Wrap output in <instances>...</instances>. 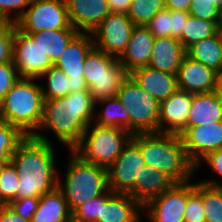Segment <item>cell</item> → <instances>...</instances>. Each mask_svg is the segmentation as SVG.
Listing matches in <instances>:
<instances>
[{"label": "cell", "mask_w": 222, "mask_h": 222, "mask_svg": "<svg viewBox=\"0 0 222 222\" xmlns=\"http://www.w3.org/2000/svg\"><path fill=\"white\" fill-rule=\"evenodd\" d=\"M55 149L43 133H35L19 145L11 162L19 175L17 199L41 197L57 188Z\"/></svg>", "instance_id": "6da1fadb"}, {"label": "cell", "mask_w": 222, "mask_h": 222, "mask_svg": "<svg viewBox=\"0 0 222 222\" xmlns=\"http://www.w3.org/2000/svg\"><path fill=\"white\" fill-rule=\"evenodd\" d=\"M95 110L89 90L44 100L37 133L39 130H51L59 142L72 151L80 143L84 130L94 121Z\"/></svg>", "instance_id": "7a4b0ae2"}, {"label": "cell", "mask_w": 222, "mask_h": 222, "mask_svg": "<svg viewBox=\"0 0 222 222\" xmlns=\"http://www.w3.org/2000/svg\"><path fill=\"white\" fill-rule=\"evenodd\" d=\"M131 139L140 147L146 166L166 173L176 183L192 180L197 169L189 159L180 135L137 133Z\"/></svg>", "instance_id": "3957f363"}, {"label": "cell", "mask_w": 222, "mask_h": 222, "mask_svg": "<svg viewBox=\"0 0 222 222\" xmlns=\"http://www.w3.org/2000/svg\"><path fill=\"white\" fill-rule=\"evenodd\" d=\"M33 80L20 78L0 101V118L26 136L37 133L44 107L41 85Z\"/></svg>", "instance_id": "277c9868"}, {"label": "cell", "mask_w": 222, "mask_h": 222, "mask_svg": "<svg viewBox=\"0 0 222 222\" xmlns=\"http://www.w3.org/2000/svg\"><path fill=\"white\" fill-rule=\"evenodd\" d=\"M69 162L62 183L58 176L57 188L62 192L72 213L77 207L105 194L108 190L107 169L83 161L70 151Z\"/></svg>", "instance_id": "5b68a950"}, {"label": "cell", "mask_w": 222, "mask_h": 222, "mask_svg": "<svg viewBox=\"0 0 222 222\" xmlns=\"http://www.w3.org/2000/svg\"><path fill=\"white\" fill-rule=\"evenodd\" d=\"M91 125L84 130L80 143L72 151L83 161L108 169L122 153L132 134L117 127Z\"/></svg>", "instance_id": "8992f818"}, {"label": "cell", "mask_w": 222, "mask_h": 222, "mask_svg": "<svg viewBox=\"0 0 222 222\" xmlns=\"http://www.w3.org/2000/svg\"><path fill=\"white\" fill-rule=\"evenodd\" d=\"M128 75L118 58L95 46L85 59L84 78L94 102L115 97Z\"/></svg>", "instance_id": "52a82bcc"}, {"label": "cell", "mask_w": 222, "mask_h": 222, "mask_svg": "<svg viewBox=\"0 0 222 222\" xmlns=\"http://www.w3.org/2000/svg\"><path fill=\"white\" fill-rule=\"evenodd\" d=\"M129 114V132L159 133L160 103L134 80L128 77L122 82L116 95Z\"/></svg>", "instance_id": "ba28073f"}, {"label": "cell", "mask_w": 222, "mask_h": 222, "mask_svg": "<svg viewBox=\"0 0 222 222\" xmlns=\"http://www.w3.org/2000/svg\"><path fill=\"white\" fill-rule=\"evenodd\" d=\"M28 7L15 23L27 35L42 30L74 29L65 0H31Z\"/></svg>", "instance_id": "9c48e42d"}, {"label": "cell", "mask_w": 222, "mask_h": 222, "mask_svg": "<svg viewBox=\"0 0 222 222\" xmlns=\"http://www.w3.org/2000/svg\"><path fill=\"white\" fill-rule=\"evenodd\" d=\"M195 191L192 181L175 183L161 195L149 200L143 211H147L150 222H184V211L188 197Z\"/></svg>", "instance_id": "30bf717a"}, {"label": "cell", "mask_w": 222, "mask_h": 222, "mask_svg": "<svg viewBox=\"0 0 222 222\" xmlns=\"http://www.w3.org/2000/svg\"><path fill=\"white\" fill-rule=\"evenodd\" d=\"M145 166L140 147L130 139L122 153L107 169L108 187L113 193L128 194L135 181H140V174Z\"/></svg>", "instance_id": "8fae6325"}, {"label": "cell", "mask_w": 222, "mask_h": 222, "mask_svg": "<svg viewBox=\"0 0 222 222\" xmlns=\"http://www.w3.org/2000/svg\"><path fill=\"white\" fill-rule=\"evenodd\" d=\"M13 65L20 78L40 79L54 64L38 42L14 26Z\"/></svg>", "instance_id": "7c38bea8"}, {"label": "cell", "mask_w": 222, "mask_h": 222, "mask_svg": "<svg viewBox=\"0 0 222 222\" xmlns=\"http://www.w3.org/2000/svg\"><path fill=\"white\" fill-rule=\"evenodd\" d=\"M94 47L91 33L79 32L54 64L69 79L70 93L89 90L84 78L85 59Z\"/></svg>", "instance_id": "4fadbf2b"}, {"label": "cell", "mask_w": 222, "mask_h": 222, "mask_svg": "<svg viewBox=\"0 0 222 222\" xmlns=\"http://www.w3.org/2000/svg\"><path fill=\"white\" fill-rule=\"evenodd\" d=\"M134 27L127 14L110 13L91 32L94 46L119 58L127 47Z\"/></svg>", "instance_id": "5bb4252c"}, {"label": "cell", "mask_w": 222, "mask_h": 222, "mask_svg": "<svg viewBox=\"0 0 222 222\" xmlns=\"http://www.w3.org/2000/svg\"><path fill=\"white\" fill-rule=\"evenodd\" d=\"M179 135L189 159L198 169L204 157L222 148V121L186 127Z\"/></svg>", "instance_id": "9a60e30c"}, {"label": "cell", "mask_w": 222, "mask_h": 222, "mask_svg": "<svg viewBox=\"0 0 222 222\" xmlns=\"http://www.w3.org/2000/svg\"><path fill=\"white\" fill-rule=\"evenodd\" d=\"M192 100V93L177 90L160 102L159 133L179 135L186 128Z\"/></svg>", "instance_id": "2e32d148"}, {"label": "cell", "mask_w": 222, "mask_h": 222, "mask_svg": "<svg viewBox=\"0 0 222 222\" xmlns=\"http://www.w3.org/2000/svg\"><path fill=\"white\" fill-rule=\"evenodd\" d=\"M218 73L185 55L176 73L178 90L196 93L213 92Z\"/></svg>", "instance_id": "e0dca14e"}, {"label": "cell", "mask_w": 222, "mask_h": 222, "mask_svg": "<svg viewBox=\"0 0 222 222\" xmlns=\"http://www.w3.org/2000/svg\"><path fill=\"white\" fill-rule=\"evenodd\" d=\"M72 27L91 33L110 13L107 0H65Z\"/></svg>", "instance_id": "ac0fdd59"}, {"label": "cell", "mask_w": 222, "mask_h": 222, "mask_svg": "<svg viewBox=\"0 0 222 222\" xmlns=\"http://www.w3.org/2000/svg\"><path fill=\"white\" fill-rule=\"evenodd\" d=\"M129 76L159 103L178 90L175 74L162 72L148 66L132 70Z\"/></svg>", "instance_id": "d6986e66"}, {"label": "cell", "mask_w": 222, "mask_h": 222, "mask_svg": "<svg viewBox=\"0 0 222 222\" xmlns=\"http://www.w3.org/2000/svg\"><path fill=\"white\" fill-rule=\"evenodd\" d=\"M154 39L155 37L147 26H135L133 28L125 51L118 58L128 73L148 65Z\"/></svg>", "instance_id": "ffe728a7"}, {"label": "cell", "mask_w": 222, "mask_h": 222, "mask_svg": "<svg viewBox=\"0 0 222 222\" xmlns=\"http://www.w3.org/2000/svg\"><path fill=\"white\" fill-rule=\"evenodd\" d=\"M185 55L186 50L178 38H155L147 66L176 75Z\"/></svg>", "instance_id": "44dd1931"}, {"label": "cell", "mask_w": 222, "mask_h": 222, "mask_svg": "<svg viewBox=\"0 0 222 222\" xmlns=\"http://www.w3.org/2000/svg\"><path fill=\"white\" fill-rule=\"evenodd\" d=\"M142 211L143 206L129 194L112 193L100 203L97 222H134Z\"/></svg>", "instance_id": "7402d4cb"}, {"label": "cell", "mask_w": 222, "mask_h": 222, "mask_svg": "<svg viewBox=\"0 0 222 222\" xmlns=\"http://www.w3.org/2000/svg\"><path fill=\"white\" fill-rule=\"evenodd\" d=\"M175 183L166 173L145 165L140 174V181H135V187L128 194L144 206L149 200L161 195Z\"/></svg>", "instance_id": "603a6c76"}, {"label": "cell", "mask_w": 222, "mask_h": 222, "mask_svg": "<svg viewBox=\"0 0 222 222\" xmlns=\"http://www.w3.org/2000/svg\"><path fill=\"white\" fill-rule=\"evenodd\" d=\"M222 121V101L215 91L193 94L186 127Z\"/></svg>", "instance_id": "cb8c5ba5"}, {"label": "cell", "mask_w": 222, "mask_h": 222, "mask_svg": "<svg viewBox=\"0 0 222 222\" xmlns=\"http://www.w3.org/2000/svg\"><path fill=\"white\" fill-rule=\"evenodd\" d=\"M31 222H72V213L58 188L40 197Z\"/></svg>", "instance_id": "d4e9b609"}, {"label": "cell", "mask_w": 222, "mask_h": 222, "mask_svg": "<svg viewBox=\"0 0 222 222\" xmlns=\"http://www.w3.org/2000/svg\"><path fill=\"white\" fill-rule=\"evenodd\" d=\"M79 33L76 29L42 30L29 36L38 42L43 52L55 64L71 40Z\"/></svg>", "instance_id": "484cf974"}, {"label": "cell", "mask_w": 222, "mask_h": 222, "mask_svg": "<svg viewBox=\"0 0 222 222\" xmlns=\"http://www.w3.org/2000/svg\"><path fill=\"white\" fill-rule=\"evenodd\" d=\"M186 55L218 74L222 73V43L218 33L191 45L186 50Z\"/></svg>", "instance_id": "4316f807"}, {"label": "cell", "mask_w": 222, "mask_h": 222, "mask_svg": "<svg viewBox=\"0 0 222 222\" xmlns=\"http://www.w3.org/2000/svg\"><path fill=\"white\" fill-rule=\"evenodd\" d=\"M96 105H104L99 112L95 111L94 123L100 126L117 127L129 131V114L124 105L120 102L117 96L107 99H101L95 102ZM96 120V121H95Z\"/></svg>", "instance_id": "83f0119b"}, {"label": "cell", "mask_w": 222, "mask_h": 222, "mask_svg": "<svg viewBox=\"0 0 222 222\" xmlns=\"http://www.w3.org/2000/svg\"><path fill=\"white\" fill-rule=\"evenodd\" d=\"M200 182L206 222H222V183L214 179Z\"/></svg>", "instance_id": "f1b7e54d"}, {"label": "cell", "mask_w": 222, "mask_h": 222, "mask_svg": "<svg viewBox=\"0 0 222 222\" xmlns=\"http://www.w3.org/2000/svg\"><path fill=\"white\" fill-rule=\"evenodd\" d=\"M218 22L207 21L189 15L182 35L178 39L185 50H187L191 45L215 35L217 33Z\"/></svg>", "instance_id": "f546056e"}, {"label": "cell", "mask_w": 222, "mask_h": 222, "mask_svg": "<svg viewBox=\"0 0 222 222\" xmlns=\"http://www.w3.org/2000/svg\"><path fill=\"white\" fill-rule=\"evenodd\" d=\"M165 8V0H132L126 13L135 26H147Z\"/></svg>", "instance_id": "4dcf8cb0"}, {"label": "cell", "mask_w": 222, "mask_h": 222, "mask_svg": "<svg viewBox=\"0 0 222 222\" xmlns=\"http://www.w3.org/2000/svg\"><path fill=\"white\" fill-rule=\"evenodd\" d=\"M44 77H47V85L41 86L44 100L65 97L70 93L68 77L54 65L41 76Z\"/></svg>", "instance_id": "1f68e13d"}, {"label": "cell", "mask_w": 222, "mask_h": 222, "mask_svg": "<svg viewBox=\"0 0 222 222\" xmlns=\"http://www.w3.org/2000/svg\"><path fill=\"white\" fill-rule=\"evenodd\" d=\"M27 136L17 127L0 118V158H12Z\"/></svg>", "instance_id": "d6a6232c"}, {"label": "cell", "mask_w": 222, "mask_h": 222, "mask_svg": "<svg viewBox=\"0 0 222 222\" xmlns=\"http://www.w3.org/2000/svg\"><path fill=\"white\" fill-rule=\"evenodd\" d=\"M19 175L12 162L7 163L0 172V202L8 205L17 199Z\"/></svg>", "instance_id": "836d02e7"}, {"label": "cell", "mask_w": 222, "mask_h": 222, "mask_svg": "<svg viewBox=\"0 0 222 222\" xmlns=\"http://www.w3.org/2000/svg\"><path fill=\"white\" fill-rule=\"evenodd\" d=\"M112 193L113 192L109 189L105 194L97 196L77 207L72 212V222H97L100 203H104Z\"/></svg>", "instance_id": "e575fe53"}, {"label": "cell", "mask_w": 222, "mask_h": 222, "mask_svg": "<svg viewBox=\"0 0 222 222\" xmlns=\"http://www.w3.org/2000/svg\"><path fill=\"white\" fill-rule=\"evenodd\" d=\"M184 222H206L202 205V182H195V191L188 197Z\"/></svg>", "instance_id": "d590c367"}, {"label": "cell", "mask_w": 222, "mask_h": 222, "mask_svg": "<svg viewBox=\"0 0 222 222\" xmlns=\"http://www.w3.org/2000/svg\"><path fill=\"white\" fill-rule=\"evenodd\" d=\"M14 26L15 23L10 20L0 22V63L13 60Z\"/></svg>", "instance_id": "8d00e7d4"}, {"label": "cell", "mask_w": 222, "mask_h": 222, "mask_svg": "<svg viewBox=\"0 0 222 222\" xmlns=\"http://www.w3.org/2000/svg\"><path fill=\"white\" fill-rule=\"evenodd\" d=\"M155 38L172 37V11L161 9L147 25Z\"/></svg>", "instance_id": "74e56055"}, {"label": "cell", "mask_w": 222, "mask_h": 222, "mask_svg": "<svg viewBox=\"0 0 222 222\" xmlns=\"http://www.w3.org/2000/svg\"><path fill=\"white\" fill-rule=\"evenodd\" d=\"M191 16L207 20V21H220L219 19V6L215 5L213 1L209 0H192L189 8Z\"/></svg>", "instance_id": "f35d334b"}, {"label": "cell", "mask_w": 222, "mask_h": 222, "mask_svg": "<svg viewBox=\"0 0 222 222\" xmlns=\"http://www.w3.org/2000/svg\"><path fill=\"white\" fill-rule=\"evenodd\" d=\"M30 3L31 0H0V16L3 19L16 23ZM13 10H15V13L11 12Z\"/></svg>", "instance_id": "ab89813d"}, {"label": "cell", "mask_w": 222, "mask_h": 222, "mask_svg": "<svg viewBox=\"0 0 222 222\" xmlns=\"http://www.w3.org/2000/svg\"><path fill=\"white\" fill-rule=\"evenodd\" d=\"M19 79L13 62L0 63V101Z\"/></svg>", "instance_id": "60d3db41"}, {"label": "cell", "mask_w": 222, "mask_h": 222, "mask_svg": "<svg viewBox=\"0 0 222 222\" xmlns=\"http://www.w3.org/2000/svg\"><path fill=\"white\" fill-rule=\"evenodd\" d=\"M39 200L40 197L21 198L10 202L8 205L23 218L31 220L37 210Z\"/></svg>", "instance_id": "b9f144b4"}, {"label": "cell", "mask_w": 222, "mask_h": 222, "mask_svg": "<svg viewBox=\"0 0 222 222\" xmlns=\"http://www.w3.org/2000/svg\"><path fill=\"white\" fill-rule=\"evenodd\" d=\"M187 11H172V37L179 38L189 18Z\"/></svg>", "instance_id": "7bdbcfd3"}, {"label": "cell", "mask_w": 222, "mask_h": 222, "mask_svg": "<svg viewBox=\"0 0 222 222\" xmlns=\"http://www.w3.org/2000/svg\"><path fill=\"white\" fill-rule=\"evenodd\" d=\"M202 162H207L208 165L222 178V148L209 153L204 157Z\"/></svg>", "instance_id": "ee69618b"}, {"label": "cell", "mask_w": 222, "mask_h": 222, "mask_svg": "<svg viewBox=\"0 0 222 222\" xmlns=\"http://www.w3.org/2000/svg\"><path fill=\"white\" fill-rule=\"evenodd\" d=\"M0 222H31L16 213L9 205L0 207Z\"/></svg>", "instance_id": "f6af8a7d"}, {"label": "cell", "mask_w": 222, "mask_h": 222, "mask_svg": "<svg viewBox=\"0 0 222 222\" xmlns=\"http://www.w3.org/2000/svg\"><path fill=\"white\" fill-rule=\"evenodd\" d=\"M111 13L126 14L132 0H107Z\"/></svg>", "instance_id": "bcb514c9"}, {"label": "cell", "mask_w": 222, "mask_h": 222, "mask_svg": "<svg viewBox=\"0 0 222 222\" xmlns=\"http://www.w3.org/2000/svg\"><path fill=\"white\" fill-rule=\"evenodd\" d=\"M192 0H165V8L171 11H189Z\"/></svg>", "instance_id": "7dc6e473"}, {"label": "cell", "mask_w": 222, "mask_h": 222, "mask_svg": "<svg viewBox=\"0 0 222 222\" xmlns=\"http://www.w3.org/2000/svg\"><path fill=\"white\" fill-rule=\"evenodd\" d=\"M215 93L222 101V73L217 75Z\"/></svg>", "instance_id": "c3c4849f"}, {"label": "cell", "mask_w": 222, "mask_h": 222, "mask_svg": "<svg viewBox=\"0 0 222 222\" xmlns=\"http://www.w3.org/2000/svg\"><path fill=\"white\" fill-rule=\"evenodd\" d=\"M11 162V158H0V172L2 171L3 167Z\"/></svg>", "instance_id": "681fc988"}, {"label": "cell", "mask_w": 222, "mask_h": 222, "mask_svg": "<svg viewBox=\"0 0 222 222\" xmlns=\"http://www.w3.org/2000/svg\"><path fill=\"white\" fill-rule=\"evenodd\" d=\"M217 33H218L221 43H222V21H219L217 24Z\"/></svg>", "instance_id": "f907efd6"}, {"label": "cell", "mask_w": 222, "mask_h": 222, "mask_svg": "<svg viewBox=\"0 0 222 222\" xmlns=\"http://www.w3.org/2000/svg\"><path fill=\"white\" fill-rule=\"evenodd\" d=\"M219 19H220V21H222V2L219 6Z\"/></svg>", "instance_id": "816d5d0a"}, {"label": "cell", "mask_w": 222, "mask_h": 222, "mask_svg": "<svg viewBox=\"0 0 222 222\" xmlns=\"http://www.w3.org/2000/svg\"><path fill=\"white\" fill-rule=\"evenodd\" d=\"M209 1H213V3L217 6H220L222 0H209Z\"/></svg>", "instance_id": "f5cc1de1"}, {"label": "cell", "mask_w": 222, "mask_h": 222, "mask_svg": "<svg viewBox=\"0 0 222 222\" xmlns=\"http://www.w3.org/2000/svg\"><path fill=\"white\" fill-rule=\"evenodd\" d=\"M140 218H141V217H139V218H138L136 221H134V222H140Z\"/></svg>", "instance_id": "db71d44e"}]
</instances>
